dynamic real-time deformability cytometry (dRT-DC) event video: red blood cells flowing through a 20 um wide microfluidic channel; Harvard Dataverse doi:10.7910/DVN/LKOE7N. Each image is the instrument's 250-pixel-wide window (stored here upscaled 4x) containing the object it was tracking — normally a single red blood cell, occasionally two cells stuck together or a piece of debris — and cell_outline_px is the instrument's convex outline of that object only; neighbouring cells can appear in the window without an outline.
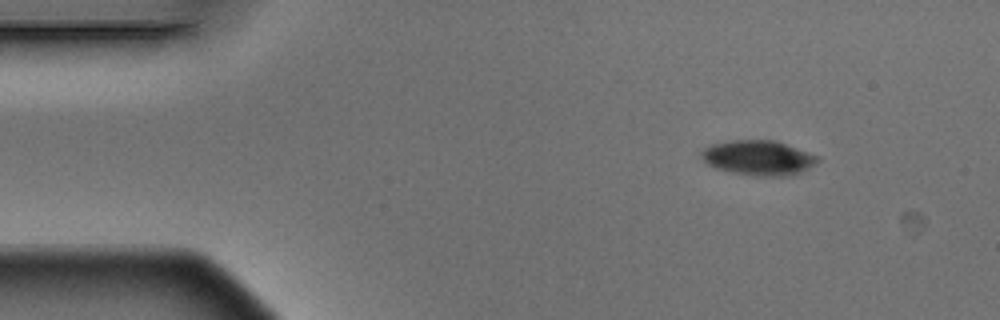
{"species": "Egyptian fruit bat (a non-hibernating species)", "species_latin": "Rousettus aegyptiacus", "temperature_condition": "warm", "stored_images_in_passage": 3, "camera_frame_rate_fps": 3000, "um_per_image_px": 0.085, "animal": {"sex": "male"}, "frame": {"image": 1, "passage_image": 1, "time_ms": 0.0, "image_size_px": [1000, 320], "cell_outline_px": [[820, 160], [808, 168], [800, 172], [788, 176], [756, 176], [732, 172], [716, 168], [708, 164], [700, 156], [700, 152], [704, 148], [712, 144], [732, 140], [776, 140], [820, 156]], "centroid_in_image_um": [64.48, 13.4], "position_along_channel_um": 20.5, "area_um2": 23.64}}
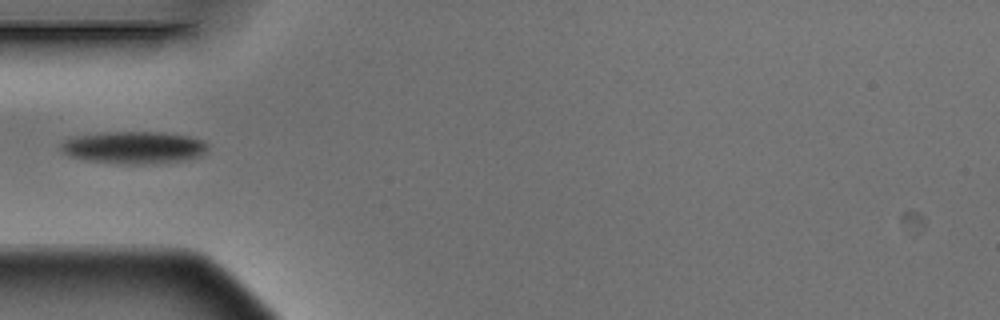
{"frame": {"image": 2, "passage_image": 3, "time_ms": 0.667, "image_size_px": [1000, 320], "cell_outline_px": [[208, 148], [200, 156], [180, 160], [152, 164], [120, 164], [88, 160], [68, 156], [60, 148], [60, 144], [64, 140], [76, 136], [104, 132], [164, 132], [188, 136], [204, 140], [208, 144]], "centroid_in_image_um": [11.38, 12.53], "position_along_channel_um": 73.6, "area_um2": 27.69}}